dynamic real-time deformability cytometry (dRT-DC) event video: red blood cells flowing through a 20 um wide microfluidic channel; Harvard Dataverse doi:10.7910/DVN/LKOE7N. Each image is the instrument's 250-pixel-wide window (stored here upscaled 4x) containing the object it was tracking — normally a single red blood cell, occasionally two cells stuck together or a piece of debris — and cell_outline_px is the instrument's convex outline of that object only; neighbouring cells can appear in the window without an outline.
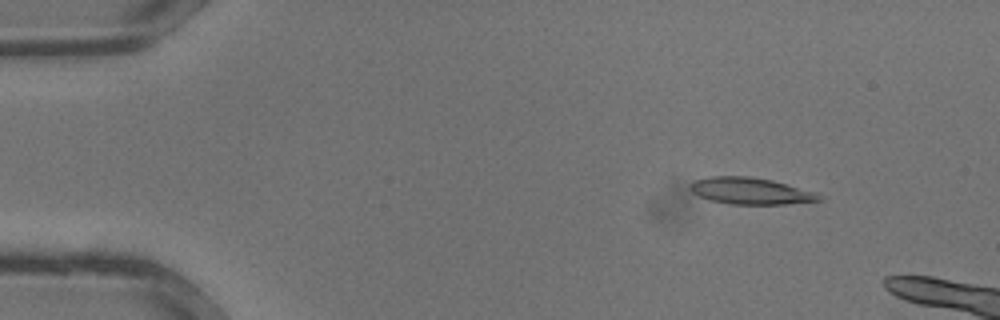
{"species": "common noctule bat (a hibernating species)", "species_latin": "Nyctalus noctula", "temperature_condition": "warm", "stored_images_in_passage": 11, "camera_frame_rate_fps": 3000, "um_per_image_px": 0.085, "animal": {"sex": "male", "body_mass_g": 13.3}, "frame": {"image": 1, "passage_image": 5, "time_ms": 1.333, "image_size_px": [1000, 320], "cell_outline_px": [[824, 200], [788, 204], [732, 204], [708, 200], [692, 192], [688, 188], [688, 184], [692, 180], [712, 176], [748, 176], [772, 180], [816, 192], [824, 196]], "centroid_in_image_um": [63.79, 16.23], "position_along_channel_um": 21.2, "area_um2": 20.29}}